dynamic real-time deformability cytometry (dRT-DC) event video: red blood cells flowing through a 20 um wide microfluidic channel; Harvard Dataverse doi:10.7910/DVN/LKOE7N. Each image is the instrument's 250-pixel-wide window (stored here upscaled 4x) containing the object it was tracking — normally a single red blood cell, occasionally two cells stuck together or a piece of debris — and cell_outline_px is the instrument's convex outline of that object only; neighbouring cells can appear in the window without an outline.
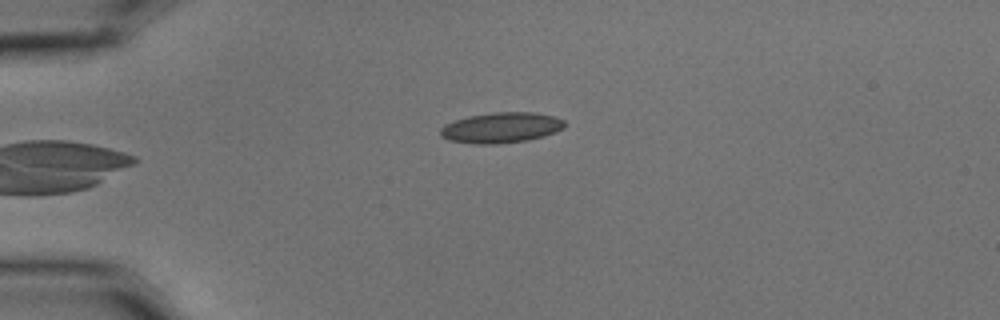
{"species": "common noctule bat (a hibernating species)", "species_latin": "Nyctalus noctula", "temperature_condition": "cold", "stored_images_in_passage": 5, "camera_frame_rate_fps": 3000, "um_per_image_px": 0.085, "animal": {"sex": "male", "body_mass_g": 15.6}, "frame": {"image": 1, "passage_image": 5, "time_ms": 1.333, "image_size_px": [1000, 320], "cell_outline_px": [[564, 128], [556, 132], [544, 136], [528, 140], [496, 144], [476, 144], [448, 140], [440, 136], [440, 128], [444, 124], [468, 116], [492, 112], [536, 112], [552, 116], [564, 120]], "centroid_in_image_um": [42.59, 10.85], "position_along_channel_um": 42.4, "area_um2": 22.2}}